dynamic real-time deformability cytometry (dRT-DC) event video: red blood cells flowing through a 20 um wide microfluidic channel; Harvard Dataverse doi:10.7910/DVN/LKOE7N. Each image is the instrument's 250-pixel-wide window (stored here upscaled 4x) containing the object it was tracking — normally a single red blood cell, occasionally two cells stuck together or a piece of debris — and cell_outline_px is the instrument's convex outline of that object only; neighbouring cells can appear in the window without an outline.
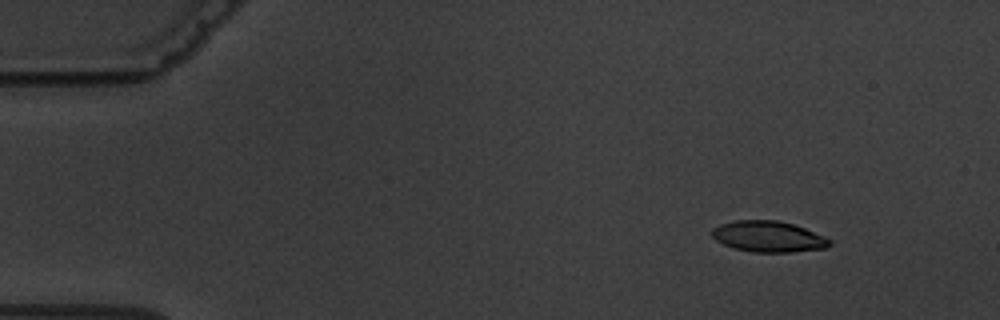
{"species": "common noctule bat (a hibernating species)", "species_latin": "Nyctalus noctula", "temperature_condition": "warm", "stored_images_in_passage": 5, "camera_frame_rate_fps": 3000, "um_per_image_px": 0.085, "animal": {"sex": "male", "body_mass_g": 19.5, "forearm_length_mm": 54.6}, "frame": {"image": 1, "passage_image": 2, "time_ms": 1.0, "image_size_px": [1000, 320], "cell_outline_px": [[832, 244], [824, 248], [792, 252], [752, 252], [732, 248], [716, 240], [712, 236], [712, 228], [720, 224], [736, 220], [776, 220], [792, 224], [804, 228], [824, 236], [832, 240]], "centroid_in_image_um": [65.3, 20.11], "position_along_channel_um": 19.7, "area_um2": 21.21}}